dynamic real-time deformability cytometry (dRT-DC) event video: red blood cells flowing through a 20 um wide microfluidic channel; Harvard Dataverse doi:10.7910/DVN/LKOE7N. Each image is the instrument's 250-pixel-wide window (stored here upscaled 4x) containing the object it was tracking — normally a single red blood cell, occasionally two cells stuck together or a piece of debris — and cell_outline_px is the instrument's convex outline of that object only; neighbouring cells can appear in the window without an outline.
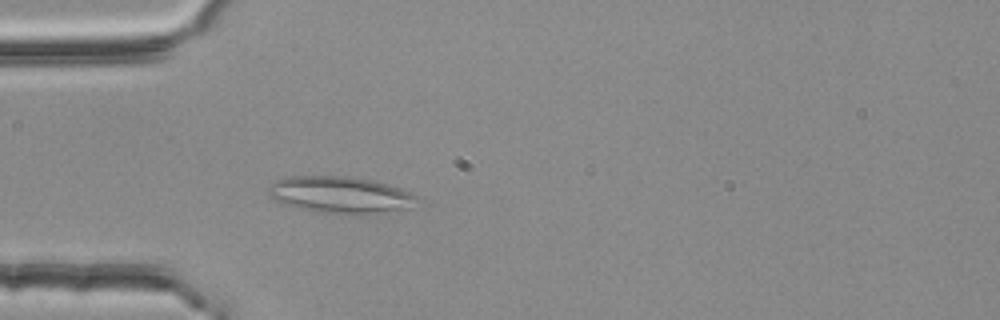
{"species": "common noctule bat (a hibernating species)", "species_latin": "Nyctalus noctula", "temperature_condition": "room temperature", "stored_images_in_passage": 3, "camera_frame_rate_fps": 3000, "um_per_image_px": 0.085, "animal": {"sex": "female", "body_mass_g": 25.1}, "frame": {"image": 1, "passage_image": 3, "time_ms": 0.667, "image_size_px": [1000, 320], "cell_outline_px": [[416, 196], [408, 208], [368, 216], [340, 216], [312, 212], [280, 204], [268, 192], [268, 184], [276, 180], [288, 176], [348, 176], [372, 180], [388, 184], [408, 192]], "centroid_in_image_um": [28.85, 16.61], "position_along_channel_um": 56.1, "area_um2": 32.66}}